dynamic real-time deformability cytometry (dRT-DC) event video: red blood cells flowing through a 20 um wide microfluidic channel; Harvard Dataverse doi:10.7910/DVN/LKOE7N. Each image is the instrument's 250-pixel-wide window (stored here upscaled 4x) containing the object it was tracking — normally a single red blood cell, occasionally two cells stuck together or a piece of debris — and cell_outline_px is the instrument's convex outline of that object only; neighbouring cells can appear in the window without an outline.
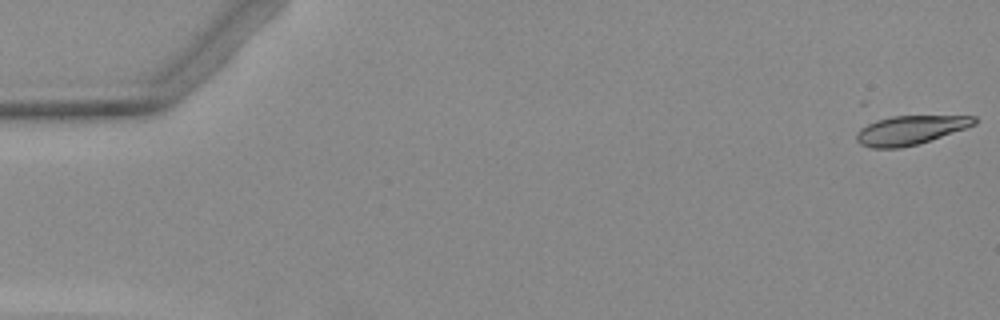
{"species": "Egyptian fruit bat (a non-hibernating species)", "species_latin": "Rousettus aegyptiacus", "temperature_condition": "warm", "stored_images_in_passage": 4, "camera_frame_rate_fps": 3000, "um_per_image_px": 0.085, "animal": {"sex": "female"}, "frame": {"image": 1, "passage_image": 1, "time_ms": 0.0, "image_size_px": [1000, 320], "cell_outline_px": [[976, 124], [968, 128], [916, 144], [900, 148], [872, 148], [860, 144], [856, 140], [856, 132], [860, 128], [876, 120], [892, 116], [976, 116]], "centroid_in_image_um": [77.36, 11.06], "position_along_channel_um": 7.6, "area_um2": 19.83}}